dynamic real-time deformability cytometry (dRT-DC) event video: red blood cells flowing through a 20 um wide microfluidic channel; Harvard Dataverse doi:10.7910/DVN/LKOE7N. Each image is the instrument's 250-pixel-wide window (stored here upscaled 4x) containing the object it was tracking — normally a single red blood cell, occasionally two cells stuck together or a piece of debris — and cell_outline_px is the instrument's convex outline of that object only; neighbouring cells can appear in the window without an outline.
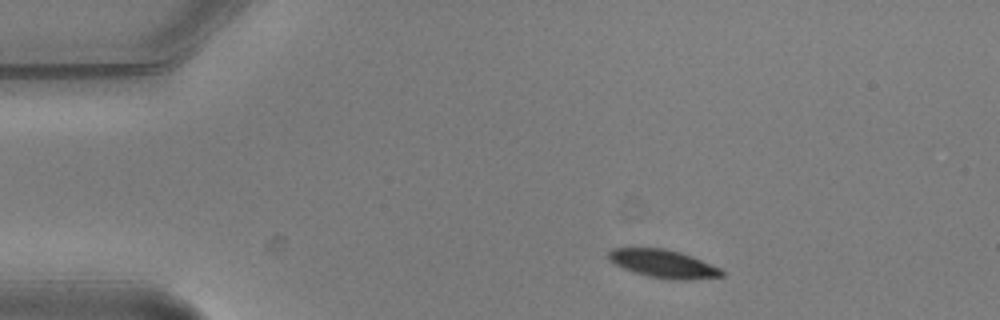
{"species": "common noctule bat (a hibernating species)", "species_latin": "Nyctalus noctula", "temperature_condition": "warm", "stored_images_in_passage": 3, "camera_frame_rate_fps": 3000, "um_per_image_px": 0.085, "animal": {"sex": "male", "body_mass_g": 20.5, "forearm_length_mm": 52.5}, "frame": {"image": 1, "passage_image": 1, "time_ms": 0.0, "image_size_px": [1000, 320], "cell_outline_px": [[724, 276], [684, 280], [676, 280], [648, 276], [624, 268], [608, 260], [608, 252], [612, 248], [664, 248], [680, 252], [692, 256], [720, 268], [724, 272]], "centroid_in_image_um": [56.39, 22.41], "position_along_channel_um": 28.6, "area_um2": 18.32}}